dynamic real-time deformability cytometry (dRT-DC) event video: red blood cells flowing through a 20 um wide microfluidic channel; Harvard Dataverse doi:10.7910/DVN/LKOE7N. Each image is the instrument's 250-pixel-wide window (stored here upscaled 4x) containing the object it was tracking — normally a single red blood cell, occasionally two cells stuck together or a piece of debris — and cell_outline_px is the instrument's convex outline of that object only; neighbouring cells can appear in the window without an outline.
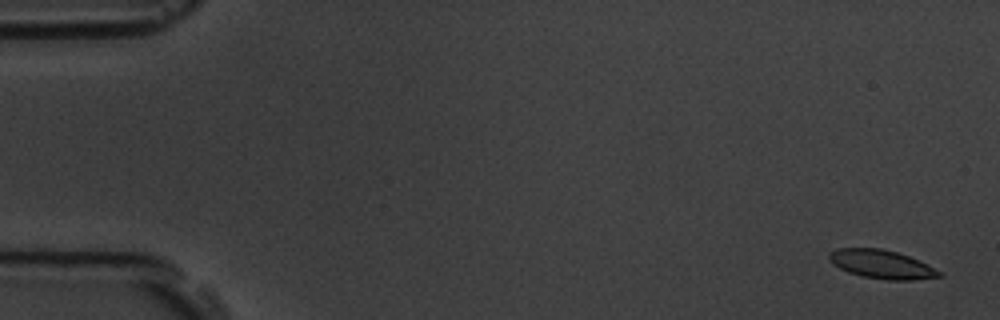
{"species": "common noctule bat (a hibernating species)", "species_latin": "Nyctalus noctula", "temperature_condition": "room temperature", "stored_images_in_passage": 8, "camera_frame_rate_fps": 3000, "um_per_image_px": 0.085, "animal": {"sex": "male", "body_mass_g": 19.5, "forearm_length_mm": 54.6}, "frame": {"image": 1, "passage_image": 1, "time_ms": 0.0, "image_size_px": [1000, 320], "cell_outline_px": [[944, 276], [912, 280], [888, 280], [860, 276], [848, 272], [832, 264], [828, 260], [828, 252], [836, 248], [880, 248], [896, 252], [908, 256], [940, 272]], "centroid_in_image_um": [74.84, 22.46], "position_along_channel_um": 10.2, "area_um2": 18.21}}
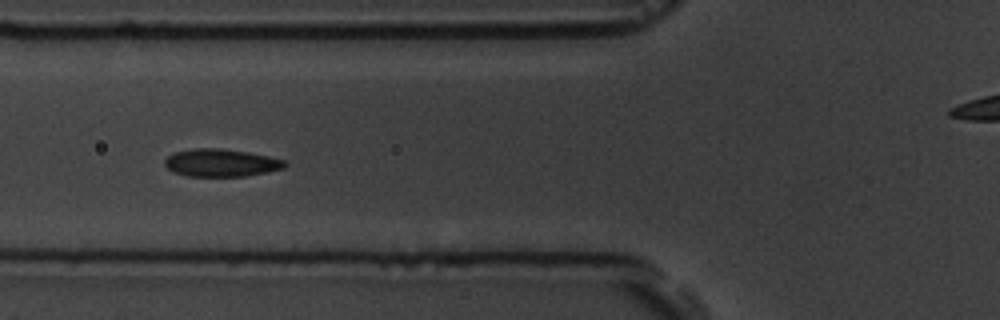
{"frame": {"image": 2, "passage_image": 7, "time_ms": 6.667, "image_size_px": [1000, 320], "cell_outline_px": [[288, 164], [284, 168], [244, 176], [188, 176], [172, 172], [164, 164], [164, 160], [168, 156], [176, 152], [192, 148], [220, 148], [248, 152], [268, 156], [284, 160]], "centroid_in_image_um": [18.77, 13.83], "position_along_channel_um": 107.0, "area_um2": 19.25}}
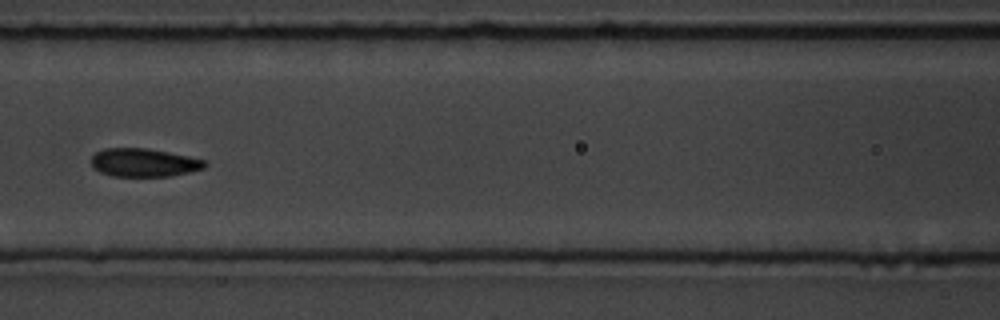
{"frame": {"image": 3, "passage_image": 8, "time_ms": 8.0, "image_size_px": [1000, 320], "cell_outline_px": [[208, 164], [204, 168], [172, 176], [112, 176], [100, 172], [92, 168], [92, 156], [96, 152], [104, 148], [148, 148], [188, 156], [204, 160]], "centroid_in_image_um": [12.21, 13.82], "position_along_channel_um": 154.4, "area_um2": 18.73}}